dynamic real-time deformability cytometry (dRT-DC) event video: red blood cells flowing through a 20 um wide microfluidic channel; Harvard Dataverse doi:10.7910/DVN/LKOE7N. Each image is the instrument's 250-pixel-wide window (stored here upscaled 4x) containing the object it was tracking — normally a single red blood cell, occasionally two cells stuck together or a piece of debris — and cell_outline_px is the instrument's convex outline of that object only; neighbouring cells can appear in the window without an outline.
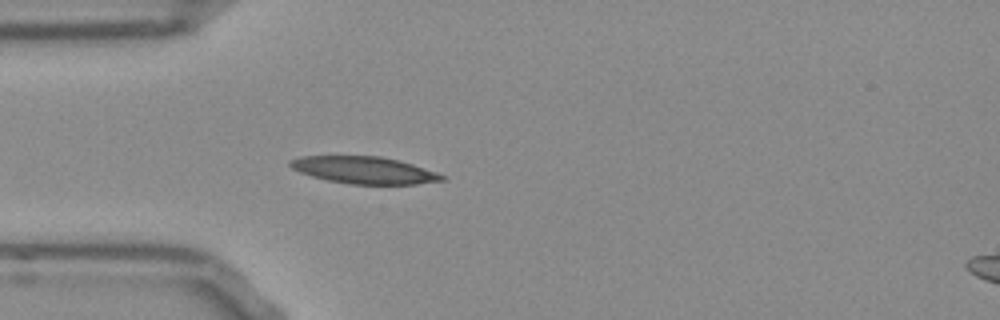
{"species": "Egyptian fruit bat (a non-hibernating species)", "species_latin": "Rousettus aegyptiacus", "temperature_condition": "room temperature", "stored_images_in_passage": 34, "camera_frame_rate_fps": 3000, "um_per_image_px": 0.085, "frame": {"image": 1, "passage_image": 1, "time_ms": 0.0, "image_size_px": [1000, 320], "cell_outline_px": [[444, 180], [416, 184], [352, 184], [328, 180], [312, 176], [300, 172], [292, 168], [288, 164], [288, 160], [300, 156], [380, 156], [412, 164], [436, 172], [444, 176]], "centroid_in_image_um": [30.91, 14.45], "position_along_channel_um": 54.1, "area_um2": 23.7}}
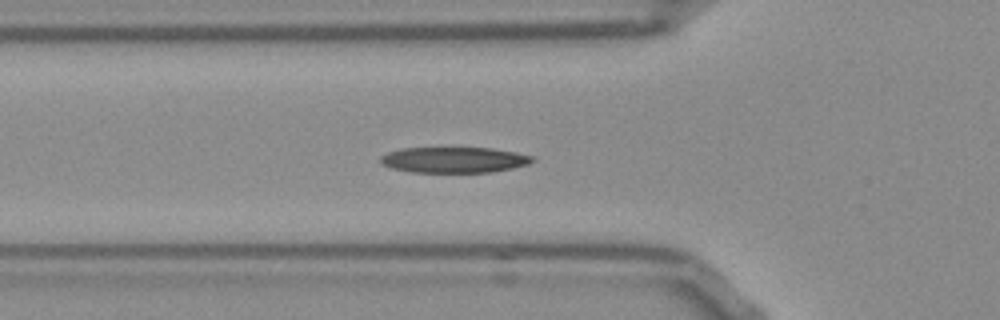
{"frame": {"image": 2, "passage_image": 4, "time_ms": 1.0, "image_size_px": [1000, 320], "cell_outline_px": [[536, 160], [528, 164], [512, 168], [492, 172], [412, 172], [392, 168], [380, 164], [380, 156], [388, 152], [400, 148], [492, 148], [516, 152], [532, 156]], "centroid_in_image_um": [38.58, 13.58], "position_along_channel_um": 87.2, "area_um2": 22.83}}
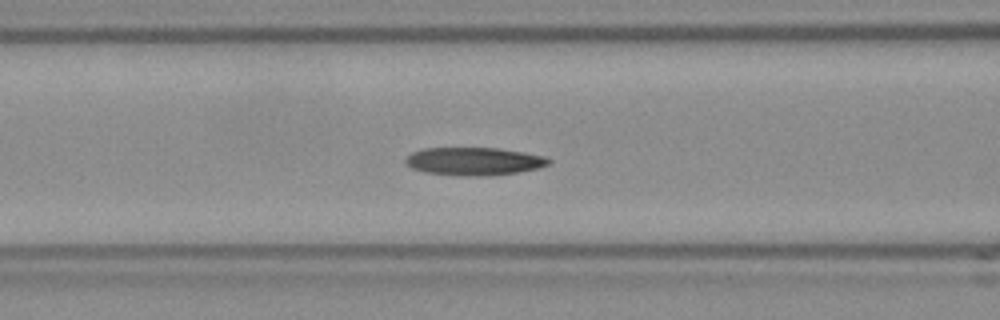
{"frame": {"image": 3, "passage_image": 7, "time_ms": 2.0, "image_size_px": [1000, 320], "cell_outline_px": [[552, 160], [548, 164], [536, 168], [516, 172], [488, 176], [468, 176], [424, 172], [412, 168], [404, 160], [412, 152], [424, 148], [496, 148], [524, 152], [544, 156]], "centroid_in_image_um": [40.28, 13.7], "position_along_channel_um": 126.3, "area_um2": 23.06}, "authors_computed_cell_mechanics": {"area_um2": 23.1489, "velocity_mm_per_s": 3.8388, "shape_relaxation_time_tau1_ms": 5.675, "shape_relaxation_time_tau2_ms": 4.1147, "deformation_change_tau1": 0.1681, "deformation_change_tau2": 0.1247}}